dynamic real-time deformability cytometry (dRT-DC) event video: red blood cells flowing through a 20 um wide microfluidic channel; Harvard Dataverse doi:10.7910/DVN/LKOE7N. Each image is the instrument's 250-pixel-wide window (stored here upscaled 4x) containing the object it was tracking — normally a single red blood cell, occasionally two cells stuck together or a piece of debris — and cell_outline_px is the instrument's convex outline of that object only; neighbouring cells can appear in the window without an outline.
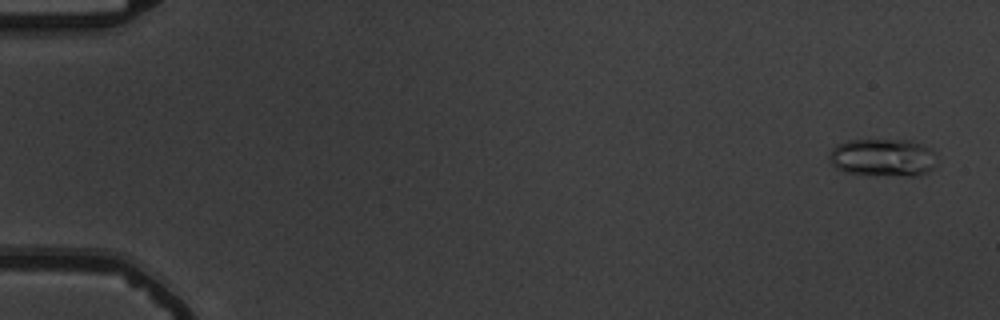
{"species": "common noctule bat (a hibernating species)", "species_latin": "Nyctalus noctula", "temperature_condition": "warm", "stored_images_in_passage": 56, "camera_frame_rate_fps": 3000, "um_per_image_px": 0.085, "animal": {"sex": "male", "body_mass_g": 19.5, "forearm_length_mm": 54.6}, "frame": {"image": 1, "passage_image": 3, "time_ms": 0.667, "image_size_px": [1000, 320], "cell_outline_px": [[932, 168], [928, 172], [920, 176], [908, 176], [844, 172], [836, 168], [828, 160], [828, 156], [832, 148], [836, 144], [848, 140], [912, 140], [928, 148], [932, 152]], "centroid_in_image_um": [74.97, 13.38], "position_along_channel_um": 10.0, "area_um2": 23.35}}
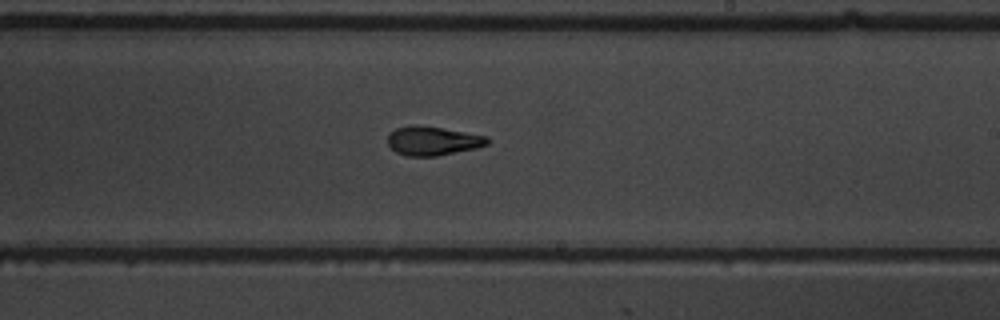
{"frame": {"image": 2, "passage_image": 35, "time_ms": 11.333, "image_size_px": [1000, 320], "cell_outline_px": [[488, 144], [476, 148], [436, 156], [408, 156], [396, 152], [388, 144], [388, 132], [396, 128], [408, 124], [420, 124], [488, 136]], "centroid_in_image_um": [36.75, 11.95], "position_along_channel_um": 252.3, "area_um2": 16.99}}
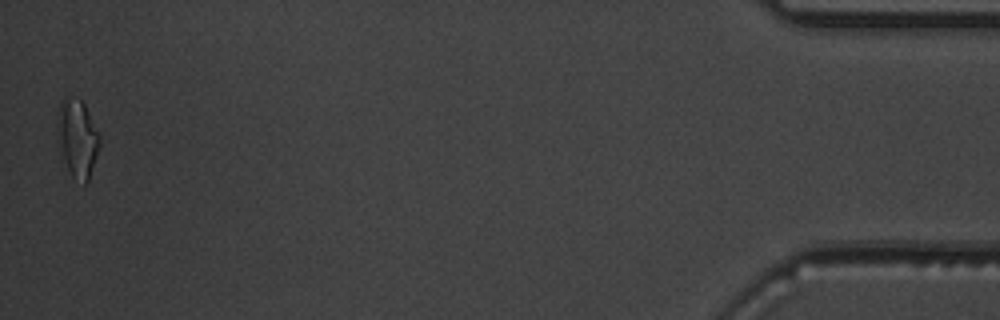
{"frame": {"image": 3, "passage_image": 56, "time_ms": 18.333, "image_size_px": [1000, 320], "cell_outline_px": [[100, 144], [88, 180], [84, 184], [72, 176], [60, 160], [56, 140], [56, 120], [60, 104], [64, 96], [68, 96], [80, 100], [84, 104], [100, 132]], "centroid_in_image_um": [6.52, 11.75], "position_along_channel_um": 428.7, "area_um2": 19.83}, "authors_computed_cell_mechanics": {"area_um2": 17.2244, "velocity_mm_per_s": 3.7195, "shape_relaxation_time_tau1_ms": 6.4144, "shape_relaxation_time_tau2_ms": 2.4983, "deformation_change_tau1": 0.1999, "deformation_change_tau2": 0.1096}}